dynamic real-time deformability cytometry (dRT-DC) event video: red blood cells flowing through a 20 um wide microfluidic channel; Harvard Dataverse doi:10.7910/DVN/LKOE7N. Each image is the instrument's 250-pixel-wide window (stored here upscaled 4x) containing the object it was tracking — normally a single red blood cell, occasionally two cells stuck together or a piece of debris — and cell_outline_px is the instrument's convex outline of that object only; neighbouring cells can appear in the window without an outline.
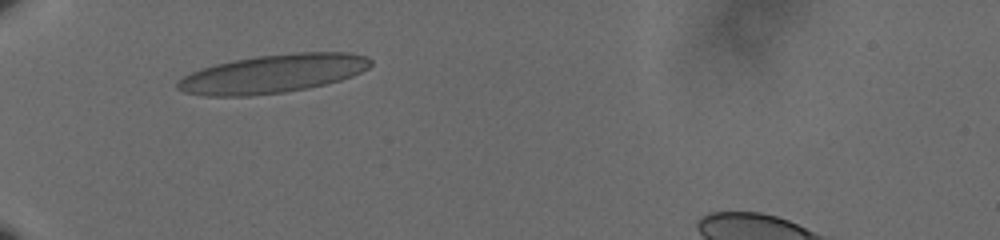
{"species": "human", "species_latin": "Homo sapiens", "temperature_condition": "cold", "stored_images_in_passage": 32, "camera_frame_rate_fps": 3000, "um_per_image_px": 0.085, "donor": {"sex": "male"}, "frame": {"image": 1, "passage_image": 1, "time_ms": 0.0, "image_size_px": [1000, 240], "cell_outline_px": [[372, 64], [368, 68], [352, 76], [340, 80], [308, 88], [284, 92], [248, 96], [204, 96], [184, 92], [176, 88], [176, 84], [184, 76], [200, 68], [232, 60], [256, 56], [296, 52], [348, 52], [368, 56], [372, 60]], "centroid_in_image_um": [23.2, 6.26], "position_along_channel_um": 61.8, "area_um2": 43.35}}
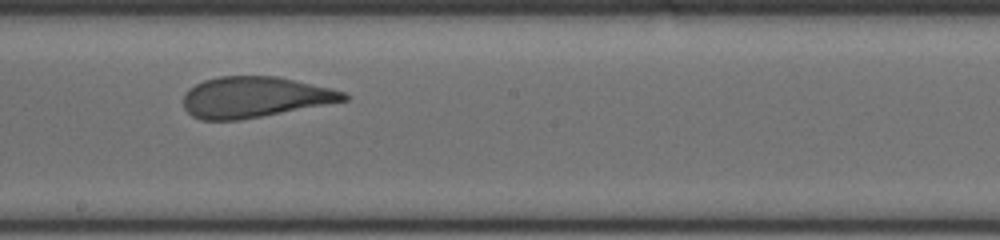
{"frame": {"image": 2, "passage_image": 16, "time_ms": 5.0, "image_size_px": [1000, 240], "cell_outline_px": [[352, 96], [348, 100], [240, 120], [200, 120], [192, 116], [184, 108], [184, 96], [188, 88], [204, 80], [220, 76], [276, 76], [332, 88], [344, 92]], "centroid_in_image_um": [21.64, 8.25], "position_along_channel_um": 226.6, "area_um2": 38.09}}
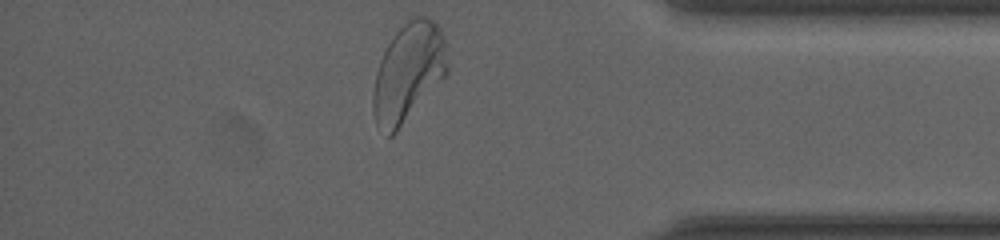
{"frame": {"image": 3, "passage_image": 32, "time_ms": 10.333, "image_size_px": [1000, 240], "cell_outline_px": [[448, 72], [396, 132], [392, 136], [388, 136], [376, 128], [372, 112], [372, 96], [376, 72], [380, 60], [388, 44], [396, 32], [412, 16], [424, 16], [432, 20], [440, 28], [444, 36], [448, 68]], "centroid_in_image_um": [34.68, 6.18], "position_along_channel_um": 400.5, "area_um2": 42.48}, "authors_computed_cell_mechanics": {"area_um2": 38.7838, "velocity_mm_per_s": 3.5955, "shape_relaxation_time_tau1_ms": 5.4058, "shape_relaxation_time_tau2_ms": null, "deformation_change_tau1": 0.1786, "deformation_change_tau2": null}}